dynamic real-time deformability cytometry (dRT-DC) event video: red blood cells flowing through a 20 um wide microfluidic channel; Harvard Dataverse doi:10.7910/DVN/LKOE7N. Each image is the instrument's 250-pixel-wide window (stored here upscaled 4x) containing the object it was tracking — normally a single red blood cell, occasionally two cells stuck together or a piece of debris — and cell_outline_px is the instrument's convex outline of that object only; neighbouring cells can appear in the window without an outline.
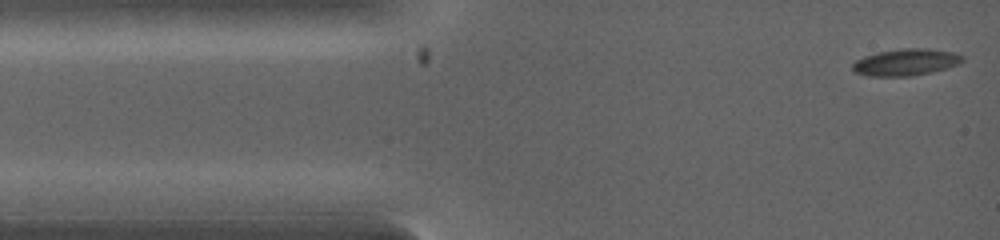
{"species": "common noctule bat (a hibernating species)", "species_latin": "Nyctalus noctula", "temperature_condition": "warm", "stored_images_in_passage": 4, "camera_frame_rate_fps": 5000, "um_per_image_px": 0.085, "animal": {"sex": "female", "body_mass_g": 19.0, "forearm_length_mm": 53.3}, "frame": {"image": 1, "passage_image": 1, "time_ms": 0.0, "image_size_px": [1000, 240], "cell_outline_px": [[964, 60], [960, 64], [932, 72], [912, 76], [868, 76], [856, 72], [852, 68], [852, 64], [856, 60], [864, 56], [880, 52], [904, 48], [928, 48], [952, 52], [964, 56]], "centroid_in_image_um": [77.03, 5.29], "position_along_channel_um": 8.0, "area_um2": 17.11}}
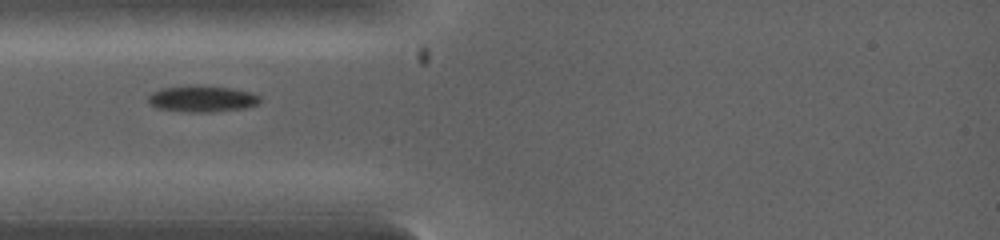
{"frame": {"image": 2, "passage_image": 3, "time_ms": 2.2, "image_size_px": [1000, 240], "cell_outline_px": [[260, 100], [256, 104], [244, 108], [212, 112], [188, 112], [156, 108], [148, 100], [148, 96], [152, 92], [160, 88], [232, 88], [248, 92], [260, 96]], "centroid_in_image_um": [17.17, 8.45], "position_along_channel_um": 67.8, "area_um2": 16.18}}